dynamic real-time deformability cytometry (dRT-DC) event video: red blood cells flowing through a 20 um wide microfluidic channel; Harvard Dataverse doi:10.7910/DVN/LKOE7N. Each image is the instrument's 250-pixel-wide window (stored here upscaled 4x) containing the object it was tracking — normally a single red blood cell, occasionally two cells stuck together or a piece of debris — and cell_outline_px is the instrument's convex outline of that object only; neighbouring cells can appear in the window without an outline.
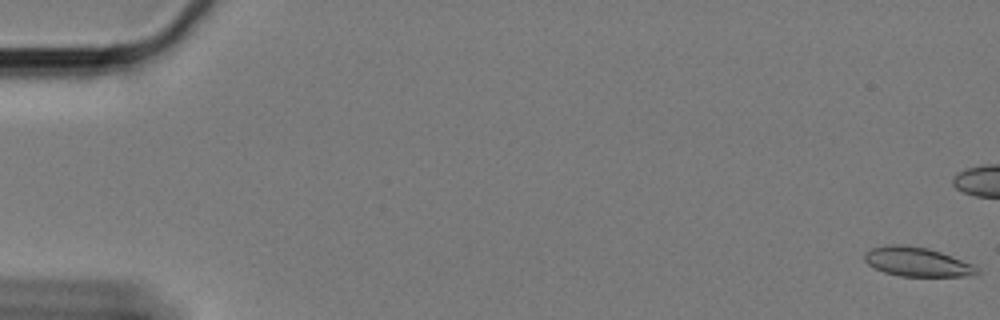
{"species": "Egyptian fruit bat (a non-hibernating species)", "species_latin": "Rousettus aegyptiacus", "temperature_condition": "cold", "stored_images_in_passage": 62, "camera_frame_rate_fps": 3000, "um_per_image_px": 0.085, "animal": {"sex": "female"}, "frame": {"image": 1, "passage_image": 1, "time_ms": 0.0, "image_size_px": [1000, 320], "cell_outline_px": [[980, 272], [972, 276], [900, 276], [884, 272], [868, 264], [864, 260], [864, 252], [872, 248], [884, 244], [904, 244], [928, 248], [952, 256], [972, 264]], "centroid_in_image_um": [77.92, 22.24], "position_along_channel_um": 7.1, "area_um2": 19.19}}
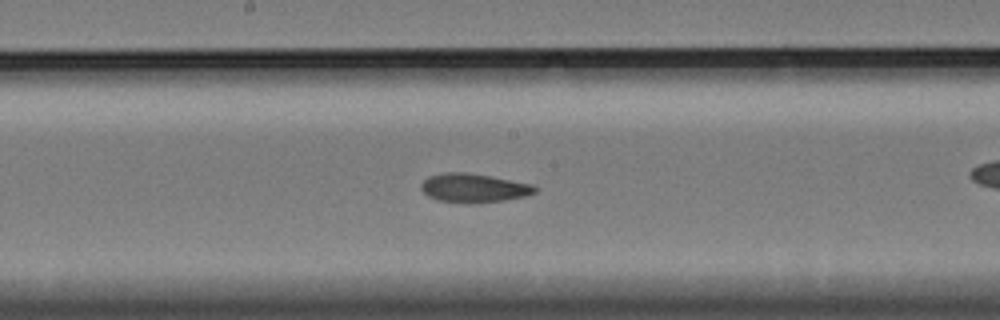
{"frame": {"image": 2, "passage_image": 33, "time_ms": 10.667, "image_size_px": [1000, 320], "cell_outline_px": [[536, 192], [524, 196], [504, 200], [468, 204], [464, 204], [436, 200], [428, 196], [420, 188], [420, 184], [428, 176], [444, 172], [464, 172], [492, 176], [532, 184], [536, 188]], "centroid_in_image_um": [40.22, 15.98], "position_along_channel_um": 208.0, "area_um2": 19.31}}
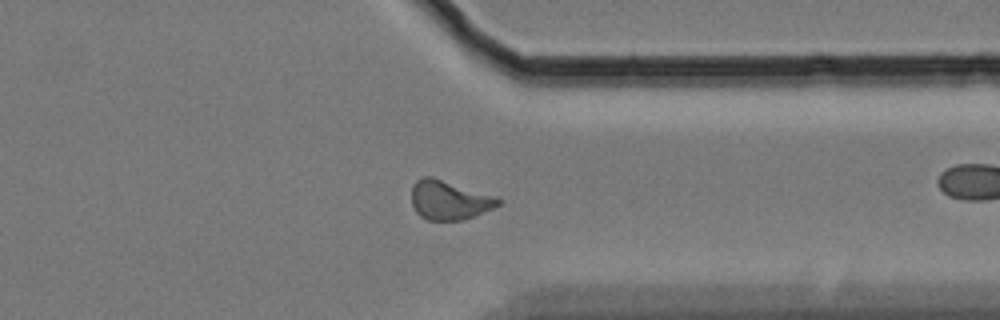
{"frame": {"image": 3, "passage_image": 48, "time_ms": 15.667, "image_size_px": [1000, 320], "cell_outline_px": [[500, 204], [492, 208], [472, 216], [460, 220], [428, 220], [420, 216], [416, 212], [412, 204], [412, 184], [416, 180], [424, 176], [432, 176], [496, 196], [500, 200]], "centroid_in_image_um": [38.14, 16.99], "position_along_channel_um": 373.3, "area_um2": 19.65}, "authors_computed_cell_mechanics": {"area_um2": 19.1896, "velocity_mm_per_s": 3.3303, "shape_relaxation_time_tau1_ms": null, "shape_relaxation_time_tau2_ms": 4.3126, "deformation_change_tau1": null, "deformation_change_tau2": 0.1134}}